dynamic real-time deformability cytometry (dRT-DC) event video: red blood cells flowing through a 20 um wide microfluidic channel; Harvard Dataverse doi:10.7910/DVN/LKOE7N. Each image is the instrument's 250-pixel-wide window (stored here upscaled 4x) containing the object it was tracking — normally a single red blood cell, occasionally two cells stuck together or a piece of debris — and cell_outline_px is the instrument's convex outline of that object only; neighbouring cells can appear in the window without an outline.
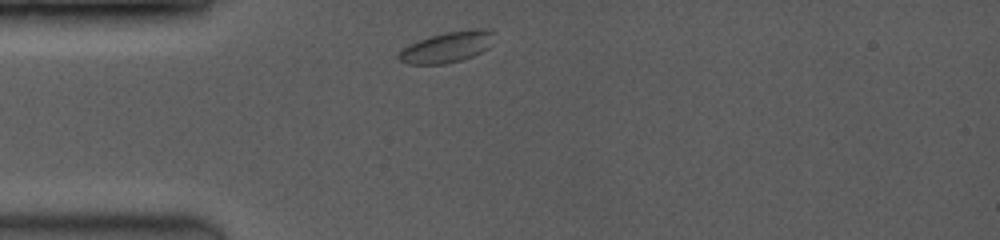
{"species": "common noctule bat (a hibernating species)", "species_latin": "Nyctalus noctula", "temperature_condition": "room temperature", "stored_images_in_passage": 31, "camera_frame_rate_fps": 3500, "um_per_image_px": 0.085, "animal": {"sex": "female", "body_mass_g": 19.0, "forearm_length_mm": 53.3}, "frame": {"image": 1, "passage_image": 1, "time_ms": 0.0, "image_size_px": [1000, 240], "cell_outline_px": [[496, 32], [488, 48], [472, 56], [460, 60], [444, 64], [408, 64], [400, 60], [396, 56], [396, 52], [420, 40], [444, 32], [472, 28], [488, 28]], "centroid_in_image_um": [38.03, 3.98], "position_along_channel_um": 47.0, "area_um2": 17.17}}
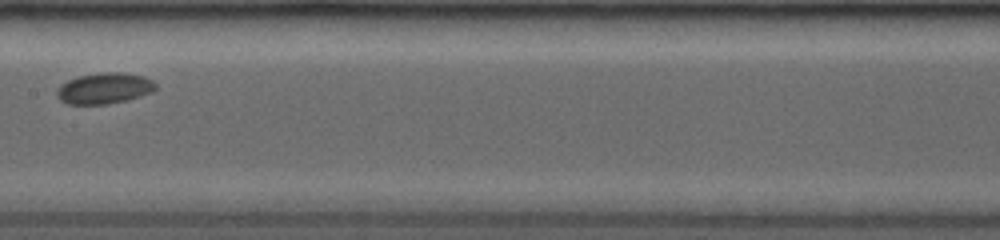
{"frame": {"image": 2, "passage_image": 12, "time_ms": 4.286, "image_size_px": [1000, 240], "cell_outline_px": [[156, 88], [152, 92], [128, 100], [108, 104], [68, 104], [60, 100], [56, 96], [56, 92], [60, 84], [76, 76], [100, 72], [120, 72], [144, 76], [152, 80], [156, 84]], "centroid_in_image_um": [8.85, 7.5], "position_along_channel_um": 198.5, "area_um2": 18.03}}
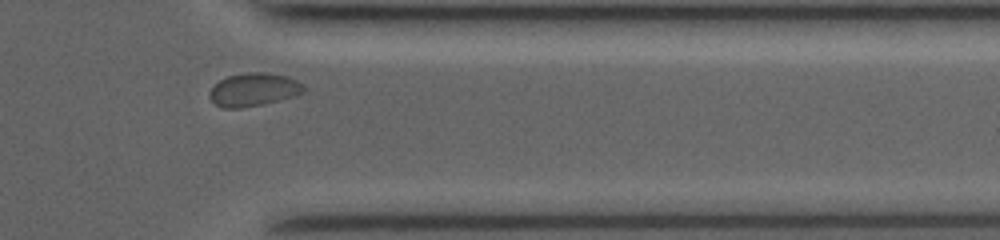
{"frame": {"image": 3, "passage_image": 27, "time_ms": 9.143, "image_size_px": [1000, 240], "cell_outline_px": [[304, 92], [280, 100], [240, 108], [220, 108], [208, 96], [208, 92], [220, 80], [228, 76], [248, 72], [264, 72], [288, 76], [296, 80], [304, 88]], "centroid_in_image_um": [21.53, 7.61], "position_along_channel_um": 389.9, "area_um2": 17.98}, "authors_computed_cell_mechanics": {"area_um2": 17.34, "velocity_mm_per_s": 3.9019, "shape_relaxation_time_tau1_ms": 1.83, "shape_relaxation_time_tau2_ms": 2.5116, "deformation_change_tau1": 0.0588, "deformation_change_tau2": 0.0321}}